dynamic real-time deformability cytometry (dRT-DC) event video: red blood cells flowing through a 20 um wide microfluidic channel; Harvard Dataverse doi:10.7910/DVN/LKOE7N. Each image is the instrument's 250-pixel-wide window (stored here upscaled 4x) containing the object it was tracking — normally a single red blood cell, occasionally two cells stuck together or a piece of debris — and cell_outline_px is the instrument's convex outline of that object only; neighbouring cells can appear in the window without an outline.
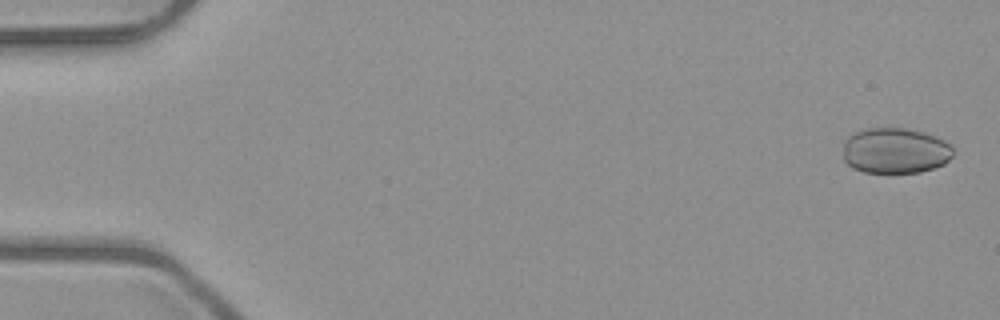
{"species": "common noctule bat (a hibernating species)", "species_latin": "Nyctalus noctula", "temperature_condition": "room temperature", "stored_images_in_passage": 5, "camera_frame_rate_fps": 3000, "um_per_image_px": 0.085, "animal": {"sex": "male", "body_mass_g": 23.1, "forearm_length_mm": 52.7}, "frame": {"image": 1, "passage_image": 1, "time_ms": 0.0, "image_size_px": [1000, 320], "cell_outline_px": [[952, 156], [944, 164], [920, 172], [864, 172], [852, 168], [844, 160], [844, 140], [848, 136], [856, 132], [868, 128], [904, 128], [936, 136], [944, 140], [952, 148]], "centroid_in_image_um": [76.07, 12.81], "position_along_channel_um": 8.9, "area_um2": 29.07}}